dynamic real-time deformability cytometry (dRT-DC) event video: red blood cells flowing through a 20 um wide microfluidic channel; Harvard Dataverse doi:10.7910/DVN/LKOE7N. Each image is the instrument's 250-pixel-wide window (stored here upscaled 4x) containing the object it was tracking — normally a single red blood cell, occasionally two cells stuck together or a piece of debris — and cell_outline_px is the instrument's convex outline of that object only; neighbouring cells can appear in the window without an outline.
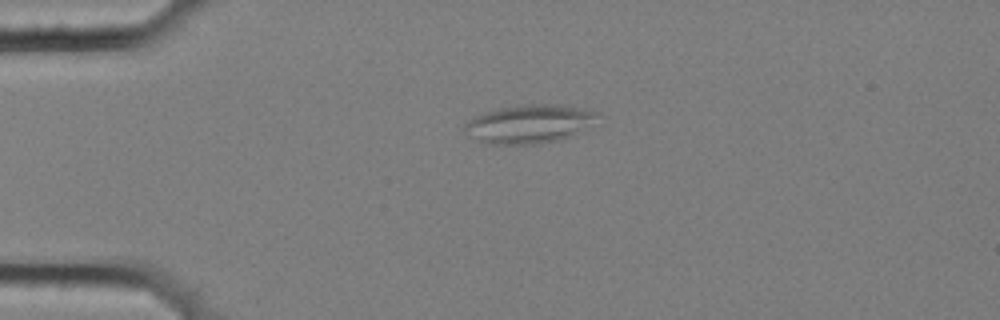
{"species": "common noctule bat (a hibernating species)", "species_latin": "Nyctalus noctula", "temperature_condition": "cold", "stored_images_in_passage": 3, "camera_frame_rate_fps": 3000, "um_per_image_px": 0.085, "animal": {"sex": "female", "body_mass_g": 25.1}, "frame": {"image": 1, "passage_image": 1, "time_ms": 0.0, "image_size_px": [1000, 320], "cell_outline_px": [[596, 112], [572, 136], [560, 140], [540, 144], [488, 144], [468, 136], [460, 128], [468, 120], [484, 112], [496, 108], [516, 104], [556, 104]], "centroid_in_image_um": [44.76, 10.54], "position_along_channel_um": 40.2, "area_um2": 29.25}}